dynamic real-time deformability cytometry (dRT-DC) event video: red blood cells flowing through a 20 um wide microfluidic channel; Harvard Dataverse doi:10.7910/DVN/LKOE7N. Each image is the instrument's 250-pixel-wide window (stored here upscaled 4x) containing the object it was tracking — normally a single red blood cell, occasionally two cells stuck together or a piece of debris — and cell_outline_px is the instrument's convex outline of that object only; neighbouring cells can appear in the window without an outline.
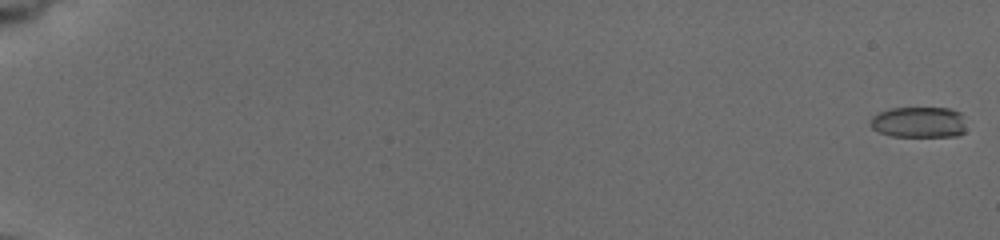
{"species": "common noctule bat (a hibernating species)", "species_latin": "Nyctalus noctula", "temperature_condition": "cold", "stored_images_in_passage": 62, "camera_frame_rate_fps": 3000, "um_per_image_px": 0.085, "animal": {"sex": "female", "body_mass_g": 19.5, "forearm_length_mm": 54.1}, "frame": {"image": 1, "passage_image": 1, "time_ms": 0.0, "image_size_px": [1000, 240], "cell_outline_px": [[964, 132], [956, 136], [892, 136], [880, 132], [872, 128], [868, 120], [872, 116], [880, 112], [892, 108], [948, 108], [960, 112], [964, 128]], "centroid_in_image_um": [78.06, 10.39], "position_along_channel_um": 6.9, "area_um2": 17.11}}
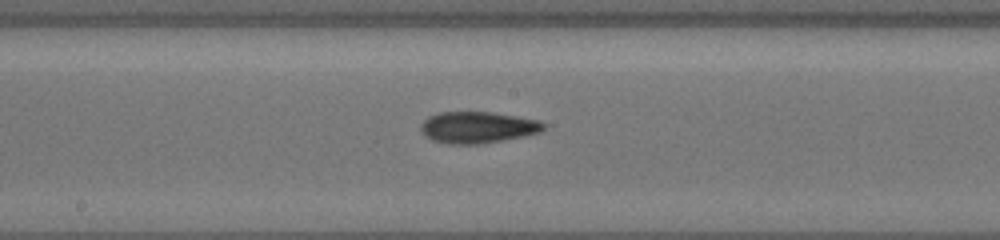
{"frame": {"image": 2, "passage_image": 35, "time_ms": 11.0, "image_size_px": [1000, 240], "cell_outline_px": [[544, 128], [540, 132], [524, 136], [480, 144], [444, 144], [432, 140], [424, 136], [420, 128], [420, 124], [428, 116], [440, 112], [492, 112], [540, 120], [544, 124]], "centroid_in_image_um": [40.56, 10.83], "position_along_channel_um": 207.6, "area_um2": 22.66}}
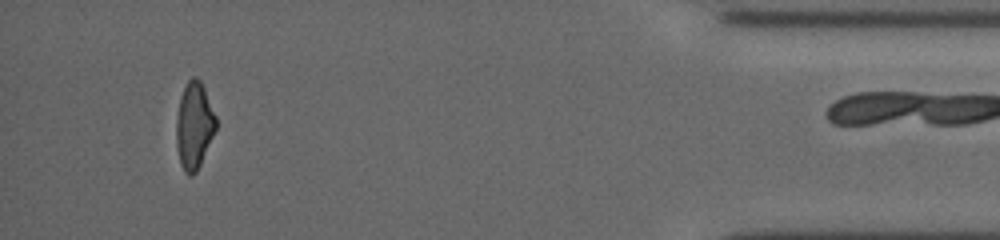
{"frame": {"image": 3, "passage_image": 61, "time_ms": 18.0, "image_size_px": [1000, 240], "cell_outline_px": [[216, 128], [200, 164], [196, 172], [192, 176], [188, 176], [184, 172], [180, 164], [176, 144], [176, 120], [180, 96], [188, 80], [192, 76], [196, 76], [200, 80], [204, 88], [216, 116]], "centroid_in_image_um": [16.48, 10.67], "position_along_channel_um": 418.7, "area_um2": 20.0}}